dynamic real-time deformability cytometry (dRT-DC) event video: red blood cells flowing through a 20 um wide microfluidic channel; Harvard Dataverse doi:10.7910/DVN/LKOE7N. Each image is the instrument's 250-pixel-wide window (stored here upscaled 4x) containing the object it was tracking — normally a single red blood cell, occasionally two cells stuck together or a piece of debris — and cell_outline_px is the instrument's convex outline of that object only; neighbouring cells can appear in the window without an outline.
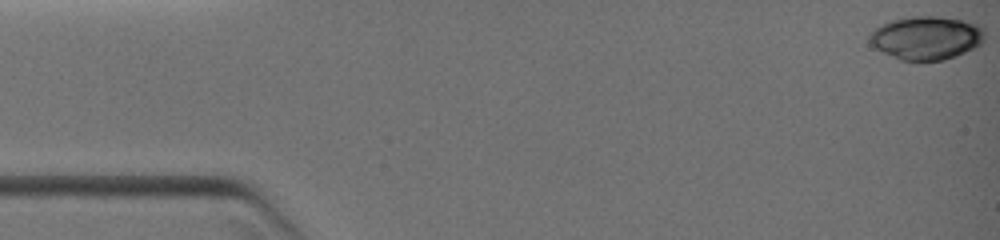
{"species": "common noctule bat (a hibernating species)", "species_latin": "Nyctalus noctula", "temperature_condition": "warm", "stored_images_in_passage": 29, "camera_frame_rate_fps": 3000, "um_per_image_px": 0.085, "animal": {"sex": "female", "body_mass_g": 19.0, "forearm_length_mm": 51.5}, "frame": {"image": 1, "passage_image": 1, "time_ms": 0.0, "image_size_px": [1000, 240], "cell_outline_px": [[984, 40], [980, 44], [956, 56], [944, 60], [900, 60], [868, 44], [868, 36], [876, 28], [892, 20], [912, 16], [936, 16], [960, 20], [976, 24], [984, 28]], "centroid_in_image_um": [78.72, 3.22], "position_along_channel_um": 6.3, "area_um2": 28.84}}
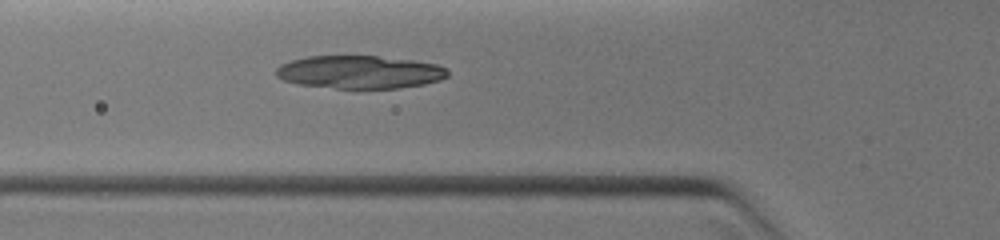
{"frame": {"image": 2, "passage_image": 20, "time_ms": 4.667, "image_size_px": [1000, 240], "cell_outline_px": [[448, 76], [440, 80], [424, 84], [400, 88], [336, 88], [296, 84], [284, 80], [276, 76], [276, 68], [280, 64], [292, 60], [308, 56], [376, 56], [412, 60], [436, 64], [448, 68]], "centroid_in_image_um": [30.57, 6.12], "position_along_channel_um": 95.2, "area_um2": 33.0}}
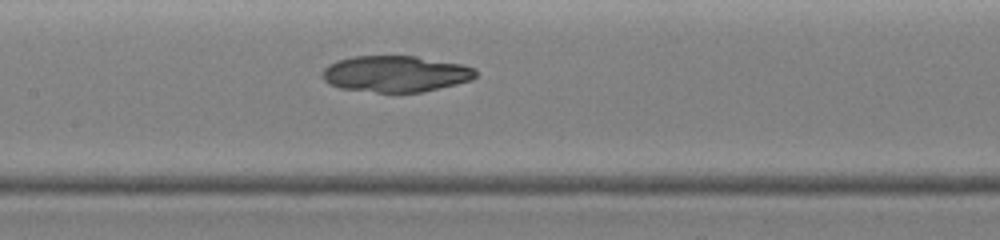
{"frame": {"image": 3, "passage_image": 28, "time_ms": 6.333, "image_size_px": [1000, 240], "cell_outline_px": [[476, 76], [472, 80], [424, 92], [376, 92], [340, 88], [328, 84], [320, 76], [320, 72], [328, 64], [336, 60], [352, 56], [416, 56], [464, 64], [476, 68]], "centroid_in_image_um": [33.61, 6.27], "position_along_channel_um": 173.8, "area_um2": 32.83}}